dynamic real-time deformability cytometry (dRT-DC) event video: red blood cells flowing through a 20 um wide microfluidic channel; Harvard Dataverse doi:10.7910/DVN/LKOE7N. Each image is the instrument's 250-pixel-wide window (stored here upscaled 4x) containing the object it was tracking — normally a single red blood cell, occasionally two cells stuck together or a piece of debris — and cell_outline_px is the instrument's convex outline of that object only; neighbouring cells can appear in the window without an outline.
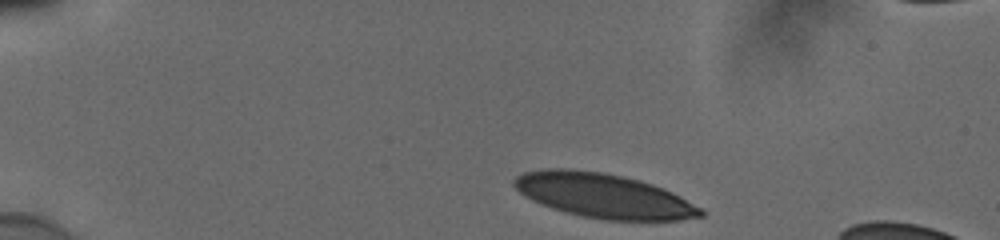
{"species": "human", "species_latin": "Homo sapiens", "temperature_condition": "cold", "stored_images_in_passage": 39, "camera_frame_rate_fps": 3000, "um_per_image_px": 0.085, "donor": {"sex": "male"}, "frame": {"image": 1, "passage_image": 1, "time_ms": 0.0, "image_size_px": [1000, 240], "cell_outline_px": [[704, 216], [680, 220], [604, 220], [580, 216], [552, 208], [532, 200], [520, 192], [512, 184], [512, 180], [516, 176], [524, 172], [548, 168], [560, 168], [604, 172], [624, 176], [640, 180], [652, 184], [672, 192], [704, 208]], "centroid_in_image_um": [51.33, 16.63], "position_along_channel_um": 33.7, "area_um2": 48.44}}
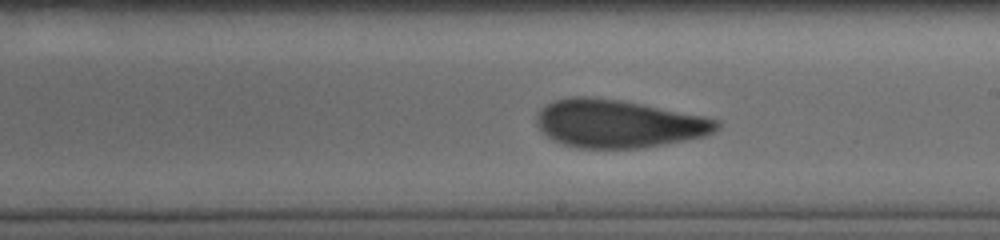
{"frame": {"image": 2, "passage_image": 23, "time_ms": 7.333, "image_size_px": [1000, 240], "cell_outline_px": [[720, 128], [716, 132], [704, 136], [644, 148], [576, 148], [552, 140], [536, 124], [536, 116], [540, 108], [544, 104], [552, 100], [572, 96], [588, 96], [620, 100], [704, 116], [720, 120]], "centroid_in_image_um": [52.55, 10.51], "position_along_channel_um": 236.5, "area_um2": 50.58}}
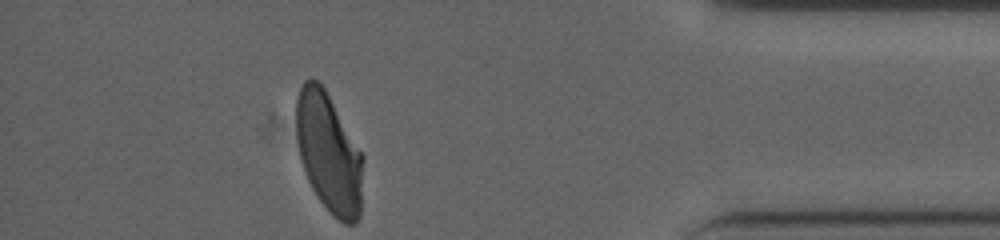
{"frame": {"image": 3, "passage_image": 39, "time_ms": 12.667, "image_size_px": [1000, 240], "cell_outline_px": [[364, 160], [360, 216], [356, 224], [344, 224], [332, 216], [320, 200], [312, 188], [308, 180], [300, 160], [296, 136], [296, 100], [300, 88], [304, 80], [312, 76], [324, 88], [364, 156]], "centroid_in_image_um": [27.96, 13.02], "position_along_channel_um": 407.2, "area_um2": 46.93}}